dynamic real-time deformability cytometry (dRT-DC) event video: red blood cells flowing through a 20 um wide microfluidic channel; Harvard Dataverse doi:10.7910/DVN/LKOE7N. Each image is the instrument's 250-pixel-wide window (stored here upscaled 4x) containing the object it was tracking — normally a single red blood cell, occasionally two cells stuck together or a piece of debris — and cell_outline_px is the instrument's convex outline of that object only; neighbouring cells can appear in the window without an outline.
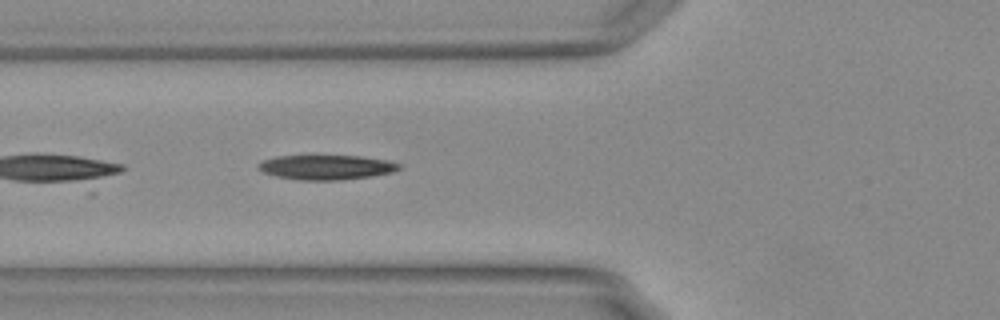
{"species": "Egyptian fruit bat (a non-hibernating species)", "species_latin": "Rousettus aegyptiacus", "temperature_condition": "warm", "stored_images_in_passage": 17, "camera_frame_rate_fps": 3000, "um_per_image_px": 0.085, "animal": {"sex": "female"}, "frame": {"image": 1, "passage_image": 5, "time_ms": 1.333, "image_size_px": [1000, 320], "cell_outline_px": [[400, 168], [392, 172], [368, 176], [336, 180], [300, 180], [276, 176], [264, 172], [260, 168], [260, 160], [276, 156], [360, 156], [384, 160], [400, 164]], "centroid_in_image_um": [27.7, 14.21], "position_along_channel_um": 98.1, "area_um2": 19.77}}